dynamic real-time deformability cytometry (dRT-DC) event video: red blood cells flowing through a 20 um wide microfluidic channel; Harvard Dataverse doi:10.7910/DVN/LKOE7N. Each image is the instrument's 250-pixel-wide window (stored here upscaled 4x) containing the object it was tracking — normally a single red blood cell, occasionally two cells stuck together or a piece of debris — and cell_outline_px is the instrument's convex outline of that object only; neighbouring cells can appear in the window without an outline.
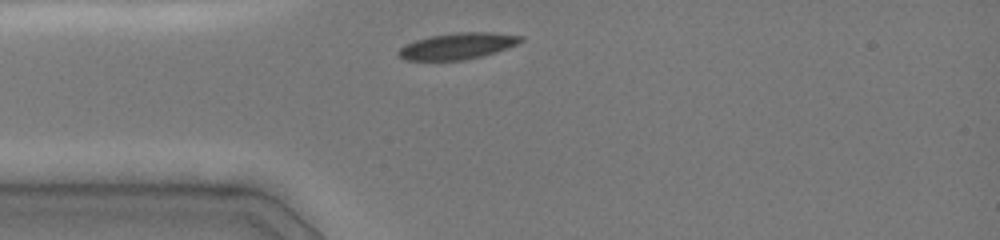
{"species": "common noctule bat (a hibernating species)", "species_latin": "Nyctalus noctula", "temperature_condition": "cold", "stored_images_in_passage": 23, "camera_frame_rate_fps": 3000, "um_per_image_px": 0.085, "animal": {"sex": "female", "body_mass_g": 19.0, "forearm_length_mm": 51.5}, "frame": {"image": 1, "passage_image": 1, "time_ms": 0.0, "image_size_px": [1000, 240], "cell_outline_px": [[524, 40], [508, 48], [484, 56], [464, 60], [404, 60], [396, 52], [404, 44], [428, 36], [456, 32], [492, 32], [524, 36]], "centroid_in_image_um": [38.9, 3.91], "position_along_channel_um": 46.1, "area_um2": 18.96}}
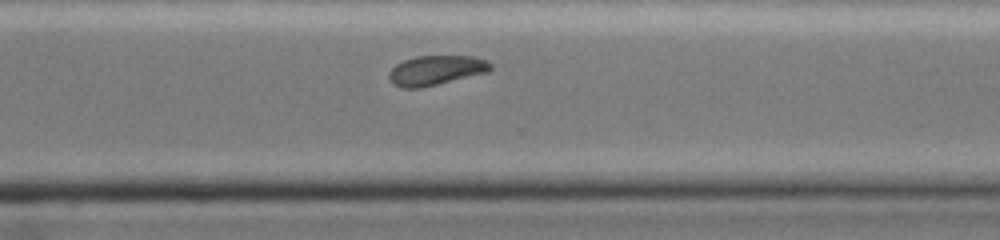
{"frame": {"image": 2, "passage_image": 18, "time_ms": 7.333, "image_size_px": [1000, 240], "cell_outline_px": [[492, 68], [488, 72], [420, 88], [400, 88], [392, 84], [388, 76], [388, 72], [396, 64], [404, 60], [416, 56], [472, 56], [484, 60], [492, 64]], "centroid_in_image_um": [37.02, 5.98], "position_along_channel_um": 333.6, "area_um2": 17.51}}
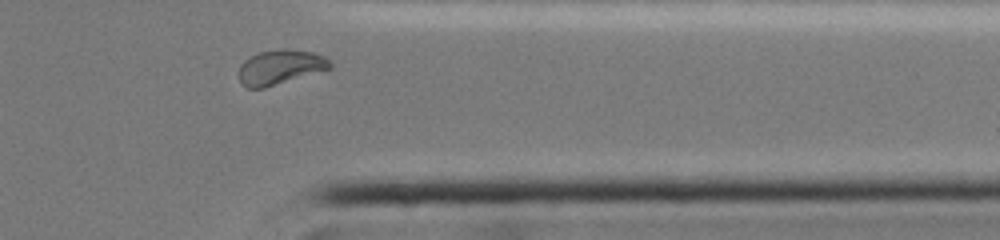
{"frame": {"image": 3, "passage_image": 21, "time_ms": 8.667, "image_size_px": [1000, 240], "cell_outline_px": [[332, 68], [264, 88], [248, 88], [240, 80], [240, 64], [244, 60], [260, 52], [312, 52], [324, 56], [332, 64]], "centroid_in_image_um": [23.82, 5.76], "position_along_channel_um": 387.6, "area_um2": 17.4}, "authors_computed_cell_mechanics": {"area_um2": 18.9006, "velocity_mm_per_s": 4.0327, "shape_relaxation_time_tau1_ms": null, "shape_relaxation_time_tau2_ms": 7.5908, "deformation_change_tau1": null, "deformation_change_tau2": 0.0764}}